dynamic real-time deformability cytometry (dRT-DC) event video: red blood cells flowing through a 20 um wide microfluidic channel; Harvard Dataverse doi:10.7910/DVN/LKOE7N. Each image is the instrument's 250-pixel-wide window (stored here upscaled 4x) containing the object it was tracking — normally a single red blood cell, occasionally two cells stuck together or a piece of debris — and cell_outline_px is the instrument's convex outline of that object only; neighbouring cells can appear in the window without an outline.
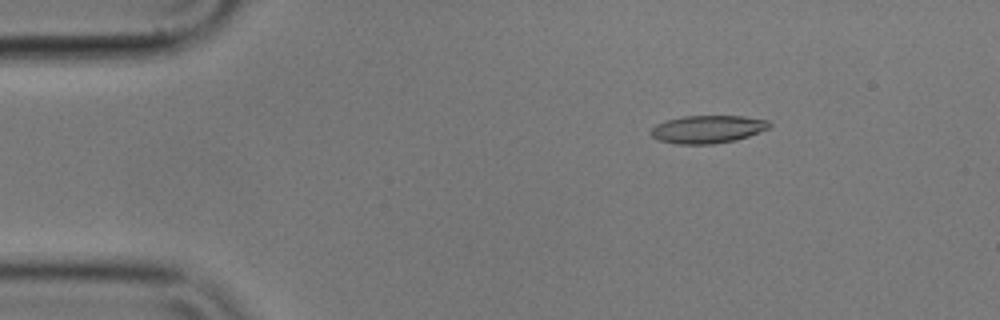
{"species": "common noctule bat (a hibernating species)", "species_latin": "Nyctalus noctula", "temperature_condition": "cold", "stored_images_in_passage": 5, "camera_frame_rate_fps": 3000, "um_per_image_px": 0.085, "animal": {"sex": "male", "body_mass_g": 17.9}, "frame": {"image": 1, "passage_image": 3, "time_ms": 0.667, "image_size_px": [1000, 320], "cell_outline_px": [[772, 124], [768, 128], [748, 136], [736, 140], [716, 144], [676, 144], [660, 140], [652, 136], [652, 128], [656, 124], [668, 120], [684, 116], [744, 116], [768, 120]], "centroid_in_image_um": [60.18, 10.98], "position_along_channel_um": 24.8, "area_um2": 19.07}}